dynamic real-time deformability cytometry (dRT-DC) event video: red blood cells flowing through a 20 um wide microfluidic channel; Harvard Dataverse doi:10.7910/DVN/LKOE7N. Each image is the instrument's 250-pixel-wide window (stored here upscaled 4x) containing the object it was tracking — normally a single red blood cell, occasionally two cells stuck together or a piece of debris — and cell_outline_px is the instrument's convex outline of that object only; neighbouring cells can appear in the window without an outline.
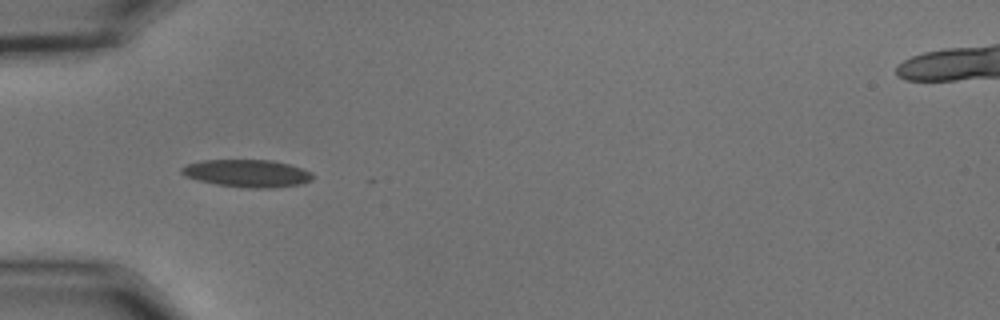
{"species": "common noctule bat (a hibernating species)", "species_latin": "Nyctalus noctula", "temperature_condition": "cold", "stored_images_in_passage": 39, "camera_frame_rate_fps": 3000, "um_per_image_px": 0.085, "animal": {"sex": "male", "body_mass_g": 15.6}, "frame": {"image": 1, "passage_image": 1, "time_ms": 0.0, "image_size_px": [1000, 320], "cell_outline_px": [[312, 180], [300, 184], [276, 188], [240, 188], [216, 184], [196, 180], [184, 176], [180, 172], [180, 168], [184, 164], [200, 160], [272, 160], [288, 164], [312, 172]], "centroid_in_image_um": [20.94, 14.74], "position_along_channel_um": 64.1, "area_um2": 21.33}}
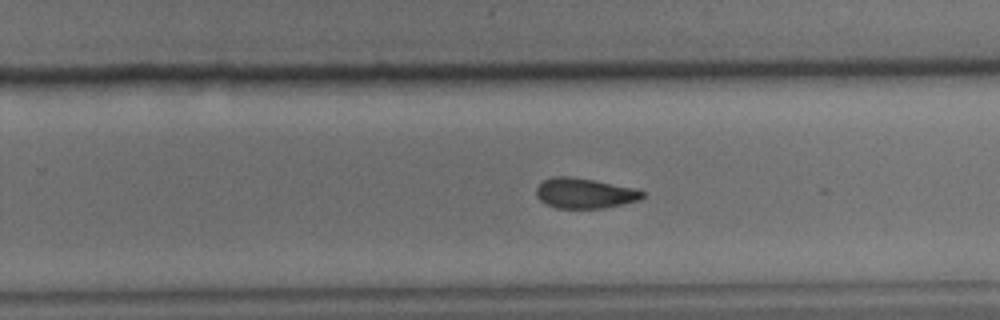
{"frame": {"image": 2, "passage_image": 19, "time_ms": 6.0, "image_size_px": [1000, 320], "cell_outline_px": [[644, 196], [640, 200], [604, 208], [556, 208], [544, 204], [536, 196], [536, 188], [544, 180], [552, 176], [572, 176], [636, 188], [644, 192]], "centroid_in_image_um": [49.68, 16.42], "position_along_channel_um": 280.1, "area_um2": 18.84}}
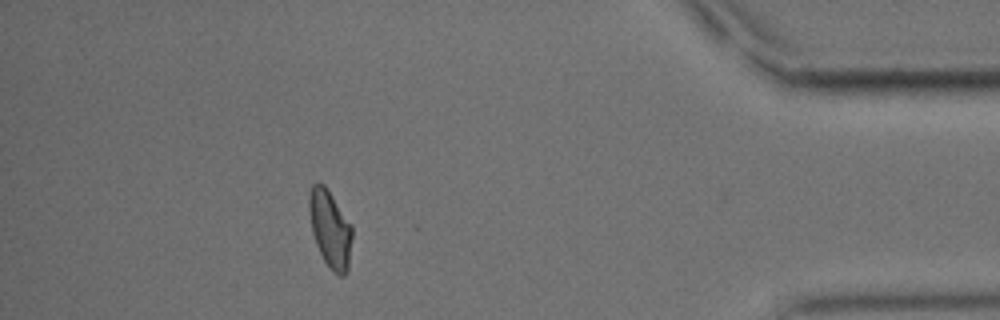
{"frame": {"image": 3, "passage_image": 33, "time_ms": 10.667, "image_size_px": [1000, 320], "cell_outline_px": [[352, 236], [348, 272], [344, 276], [340, 276], [332, 272], [324, 260], [316, 244], [312, 232], [308, 212], [308, 196], [312, 184], [316, 180], [320, 180], [324, 184], [352, 224]], "centroid_in_image_um": [28.05, 19.43], "position_along_channel_um": 407.1, "area_um2": 19.83}, "authors_computed_cell_mechanics": {"area_um2": 19.5364, "velocity_mm_per_s": 3.6378, "shape_relaxation_time_tau1_ms": 8.824, "shape_relaxation_time_tau2_ms": 5.6353, "deformation_change_tau1": 0.166, "deformation_change_tau2": 0.1176}}